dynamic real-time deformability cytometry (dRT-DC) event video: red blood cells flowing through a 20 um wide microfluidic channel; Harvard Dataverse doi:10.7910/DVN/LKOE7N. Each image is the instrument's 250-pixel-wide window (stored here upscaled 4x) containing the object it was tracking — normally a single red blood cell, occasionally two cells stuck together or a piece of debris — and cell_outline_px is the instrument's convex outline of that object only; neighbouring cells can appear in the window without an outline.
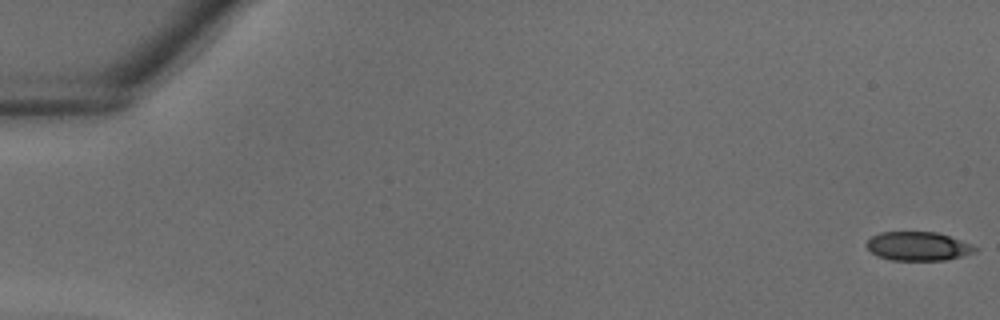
{"species": "common noctule bat (a hibernating species)", "species_latin": "Nyctalus noctula", "temperature_condition": "warm", "stored_images_in_passage": 39, "camera_frame_rate_fps": 3000, "um_per_image_px": 0.085, "animal": {"sex": "male", "body_mass_g": 18.8}, "frame": {"image": 1, "passage_image": 1, "time_ms": 0.0, "image_size_px": [1000, 320], "cell_outline_px": [[980, 248], [976, 252], [948, 260], [888, 260], [876, 256], [864, 244], [872, 236], [880, 232], [936, 232], [972, 244]], "centroid_in_image_um": [78.04, 20.94], "position_along_channel_um": 7.0, "area_um2": 18.38}}
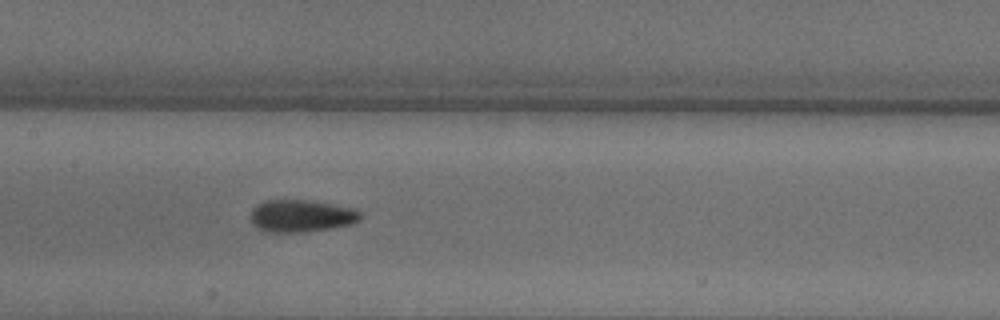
{"frame": {"image": 2, "passage_image": 20, "time_ms": 6.333, "image_size_px": [1000, 320], "cell_outline_px": [[364, 216], [360, 220], [352, 224], [328, 228], [300, 232], [264, 232], [256, 228], [252, 224], [248, 216], [252, 208], [256, 204], [264, 200], [308, 200], [352, 208], [360, 212]], "centroid_in_image_um": [25.53, 18.35], "position_along_channel_um": 181.9, "area_um2": 20.87}}
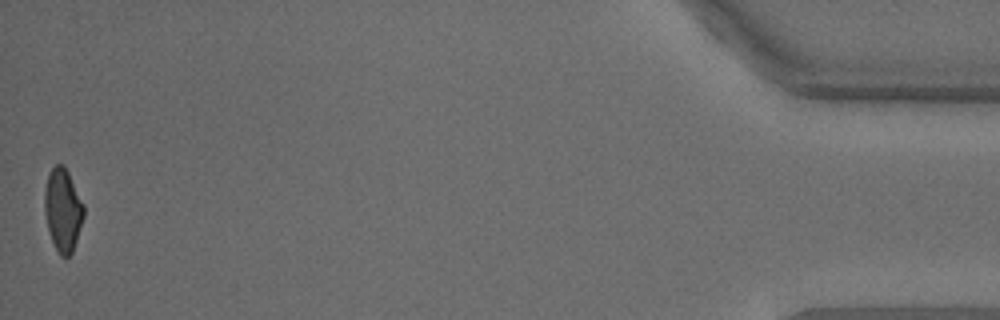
{"frame": {"image": 3, "passage_image": 39, "time_ms": 12.667, "image_size_px": [1000, 320], "cell_outline_px": [[84, 216], [72, 252], [68, 256], [60, 256], [52, 240], [48, 228], [44, 212], [44, 188], [48, 176], [52, 168], [56, 164], [64, 164], [84, 204]], "centroid_in_image_um": [5.34, 17.81], "position_along_channel_um": 429.9, "area_um2": 18.79}}